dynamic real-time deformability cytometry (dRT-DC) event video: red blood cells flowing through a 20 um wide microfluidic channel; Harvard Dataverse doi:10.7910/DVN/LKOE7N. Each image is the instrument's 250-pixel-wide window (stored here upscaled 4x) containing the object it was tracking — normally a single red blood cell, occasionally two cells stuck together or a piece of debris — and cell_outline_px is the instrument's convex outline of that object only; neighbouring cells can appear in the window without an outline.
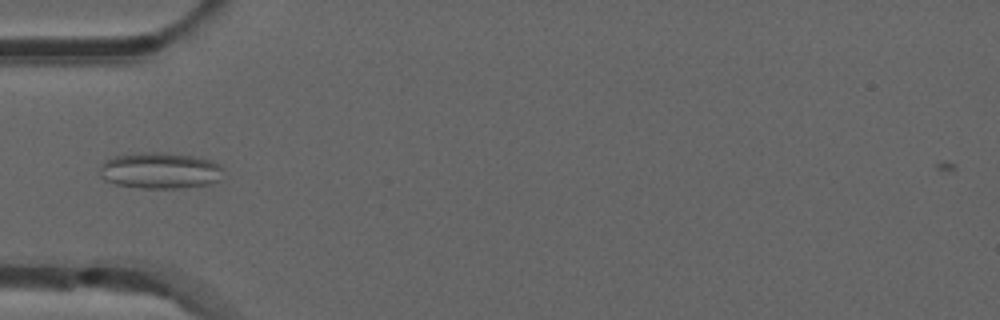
{"species": "common noctule bat (a hibernating species)", "species_latin": "Nyctalus noctula", "temperature_condition": "room temperature", "stored_images_in_passage": 38, "camera_frame_rate_fps": 3000, "um_per_image_px": 0.085, "animal": {"sex": "male", "forearm_length_mm": 52.5}, "frame": {"image": 1, "passage_image": 3, "time_ms": 0.667, "image_size_px": [1000, 320], "cell_outline_px": [[224, 168], [220, 180], [212, 184], [180, 188], [140, 188], [116, 184], [104, 180], [100, 176], [100, 164], [104, 160], [116, 156], [144, 152], [168, 152], [192, 156], [212, 160], [220, 164]], "centroid_in_image_um": [13.63, 14.5], "position_along_channel_um": 71.4, "area_um2": 26.47}}
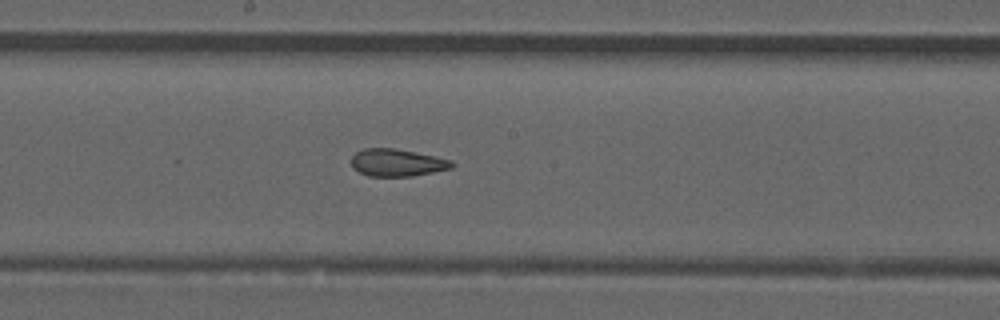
{"frame": {"image": 2, "passage_image": 14, "time_ms": 4.333, "image_size_px": [1000, 320], "cell_outline_px": [[456, 164], [452, 168], [412, 176], [368, 176], [352, 168], [352, 156], [356, 152], [364, 148], [392, 148], [452, 160]], "centroid_in_image_um": [33.74, 13.83], "position_along_channel_um": 214.5, "area_um2": 15.84}}
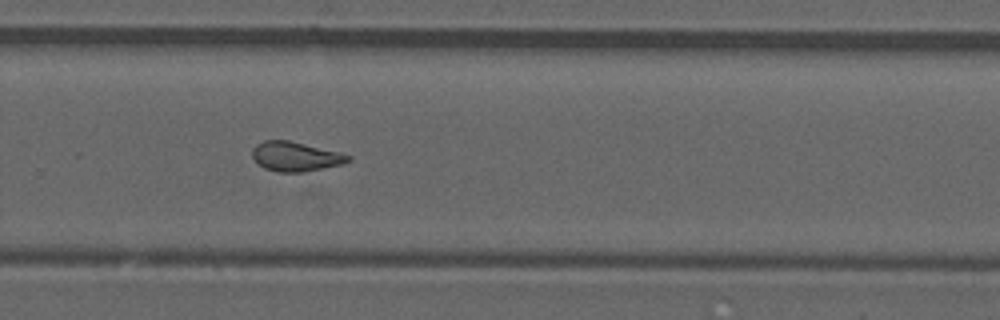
{"frame": {"image": 3, "passage_image": 21, "time_ms": 6.667, "image_size_px": [1000, 320], "cell_outline_px": [[352, 160], [344, 164], [304, 172], [280, 172], [264, 168], [256, 164], [252, 156], [252, 148], [256, 144], [264, 140], [288, 140], [340, 152], [352, 156]], "centroid_in_image_um": [25.12, 13.31], "position_along_channel_um": 304.7, "area_um2": 16.7}, "authors_computed_cell_mechanics": {"area_um2": 16.4152, "velocity_mm_per_s": 3.8784, "shape_relaxation_time_tau1_ms": null, "shape_relaxation_time_tau2_ms": 1.3387, "deformation_change_tau1": null, "deformation_change_tau2": 0.0792}}